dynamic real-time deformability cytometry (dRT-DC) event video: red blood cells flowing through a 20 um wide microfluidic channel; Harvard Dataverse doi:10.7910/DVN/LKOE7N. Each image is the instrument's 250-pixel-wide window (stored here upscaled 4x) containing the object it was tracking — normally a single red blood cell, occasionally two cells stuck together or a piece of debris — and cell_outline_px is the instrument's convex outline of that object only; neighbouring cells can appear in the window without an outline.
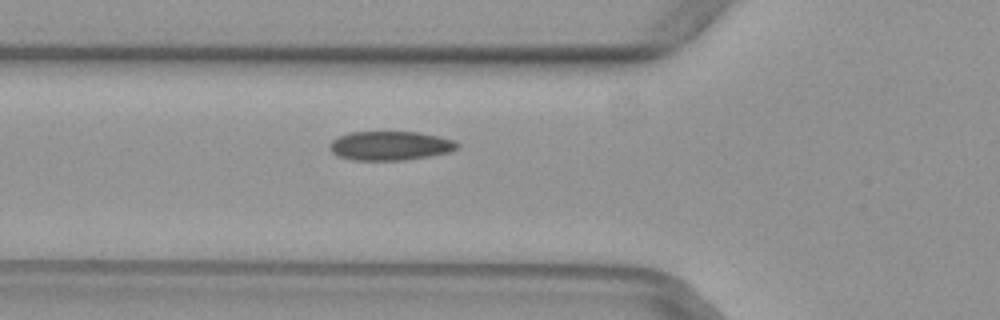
{"species": "common noctule bat (a hibernating species)", "species_latin": "Nyctalus noctula", "temperature_condition": "warm", "stored_images_in_passage": 37, "camera_frame_rate_fps": 3000, "um_per_image_px": 0.085, "animal": {"sex": "female", "body_mass_g": 29.2, "forearm_length_mm": 56.3}, "frame": {"image": 1, "passage_image": 4, "time_ms": 1.0, "image_size_px": [1000, 320], "cell_outline_px": [[460, 148], [448, 152], [428, 156], [404, 160], [352, 160], [336, 156], [328, 148], [328, 144], [332, 140], [348, 132], [420, 132], [440, 136], [452, 140], [460, 144]], "centroid_in_image_um": [33.14, 12.38], "position_along_channel_um": 92.7, "area_um2": 21.79}}
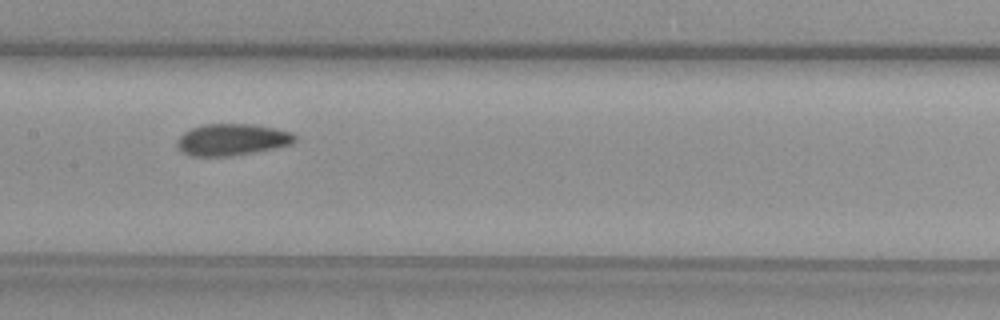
{"frame": {"image": 2, "passage_image": 11, "time_ms": 3.333, "image_size_px": [1000, 320], "cell_outline_px": [[296, 140], [292, 144], [252, 152], [228, 156], [192, 156], [180, 152], [176, 148], [176, 140], [184, 132], [192, 128], [204, 124], [256, 124], [276, 128], [292, 132], [296, 136]], "centroid_in_image_um": [19.69, 11.86], "position_along_channel_um": 187.7, "area_um2": 21.85}}
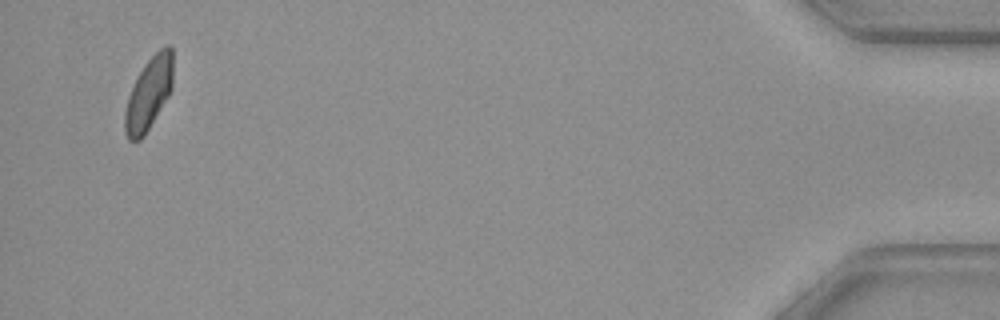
{"frame": {"image": 3, "passage_image": 35, "time_ms": 11.333, "image_size_px": [1000, 320], "cell_outline_px": [[172, 88], [168, 96], [144, 136], [140, 140], [128, 140], [124, 132], [124, 112], [128, 96], [136, 76], [144, 64], [164, 44], [168, 44], [172, 48]], "centroid_in_image_um": [12.62, 7.95], "position_along_channel_um": 422.6, "area_um2": 20.4}}